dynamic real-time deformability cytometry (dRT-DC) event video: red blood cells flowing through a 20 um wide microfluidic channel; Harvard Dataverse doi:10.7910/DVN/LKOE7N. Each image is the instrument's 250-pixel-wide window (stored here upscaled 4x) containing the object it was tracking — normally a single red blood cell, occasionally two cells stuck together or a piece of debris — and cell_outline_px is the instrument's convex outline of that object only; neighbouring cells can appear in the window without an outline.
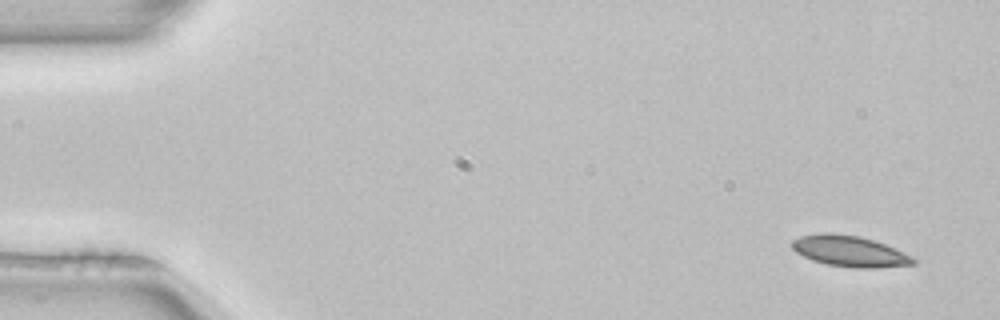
{"species": "common noctule bat (a hibernating species)", "species_latin": "Nyctalus noctula", "temperature_condition": "room temperature", "stored_images_in_passage": 4, "camera_frame_rate_fps": 3000, "um_per_image_px": 0.085, "animal": {"sex": "female", "body_mass_g": 22.7, "forearm_length_mm": 54.2}, "frame": {"image": 1, "passage_image": 1, "time_ms": 0.0, "image_size_px": [1000, 320], "cell_outline_px": [[916, 264], [876, 268], [856, 268], [824, 264], [812, 260], [796, 252], [792, 248], [792, 240], [800, 236], [820, 232], [828, 232], [860, 236], [884, 244], [912, 256], [916, 260]], "centroid_in_image_um": [72.2, 21.35], "position_along_channel_um": 12.8, "area_um2": 21.91}}